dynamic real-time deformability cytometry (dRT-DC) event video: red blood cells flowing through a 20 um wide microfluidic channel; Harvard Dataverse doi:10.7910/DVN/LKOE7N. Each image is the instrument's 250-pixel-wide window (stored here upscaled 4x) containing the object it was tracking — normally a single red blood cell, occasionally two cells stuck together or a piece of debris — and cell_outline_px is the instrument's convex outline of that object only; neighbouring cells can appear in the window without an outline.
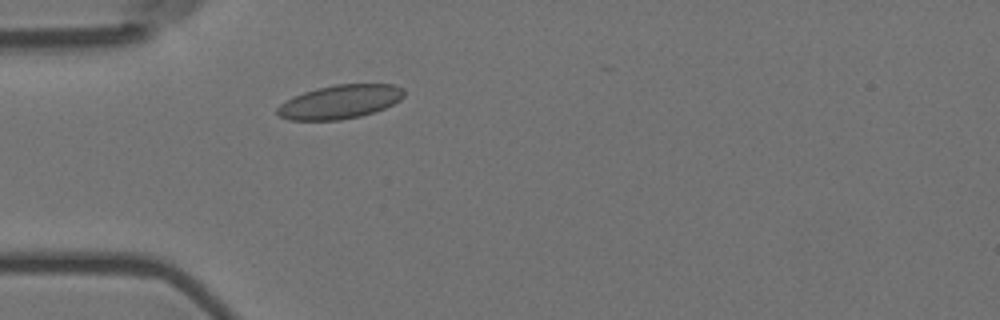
{"species": "Egyptian fruit bat (a non-hibernating species)", "species_latin": "Rousettus aegyptiacus", "temperature_condition": "room temperature", "stored_images_in_passage": 3, "camera_frame_rate_fps": 3000, "um_per_image_px": 0.085, "animal": {"sex": "female"}, "frame": {"image": 1, "passage_image": 3, "time_ms": 0.667, "image_size_px": [1000, 320], "cell_outline_px": [[404, 96], [400, 100], [384, 108], [360, 116], [340, 120], [288, 120], [280, 116], [276, 112], [276, 108], [280, 104], [292, 96], [316, 88], [336, 84], [392, 84], [404, 88]], "centroid_in_image_um": [28.87, 8.65], "position_along_channel_um": 56.1, "area_um2": 24.97}}